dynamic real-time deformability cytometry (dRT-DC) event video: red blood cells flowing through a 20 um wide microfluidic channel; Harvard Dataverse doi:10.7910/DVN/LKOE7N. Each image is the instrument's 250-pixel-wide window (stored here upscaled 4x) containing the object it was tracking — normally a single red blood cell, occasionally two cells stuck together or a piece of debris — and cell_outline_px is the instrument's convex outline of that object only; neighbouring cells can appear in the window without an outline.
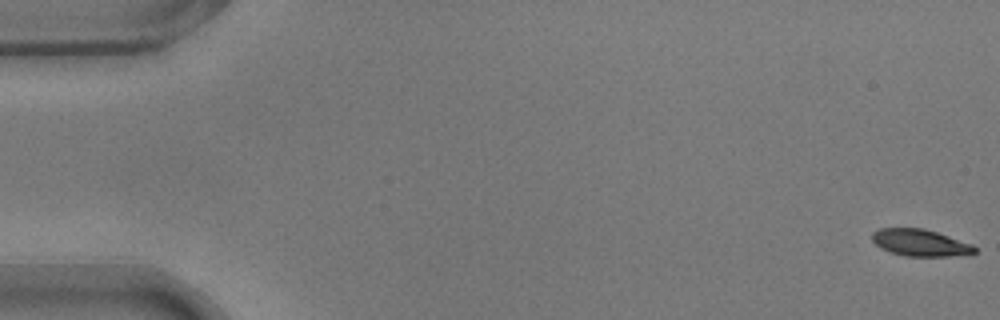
{"species": "common noctule bat (a hibernating species)", "species_latin": "Nyctalus noctula", "temperature_condition": "warm", "stored_images_in_passage": 55, "camera_frame_rate_fps": 3000, "um_per_image_px": 0.085, "animal": {"sex": "male", "body_mass_g": 17.9}, "frame": {"image": 1, "passage_image": 1, "time_ms": 0.0, "image_size_px": [1000, 320], "cell_outline_px": [[976, 252], [948, 256], [904, 256], [880, 248], [872, 240], [872, 232], [880, 228], [924, 228], [972, 244], [976, 248]], "centroid_in_image_um": [78.18, 20.62], "position_along_channel_um": 6.8, "area_um2": 15.84}}
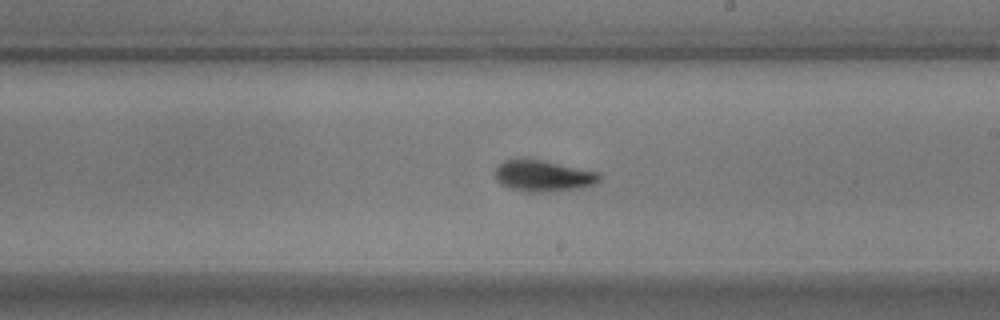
{"frame": {"image": 2, "passage_image": 32, "time_ms": 10.333, "image_size_px": [1000, 320], "cell_outline_px": [[600, 180], [596, 184], [580, 188], [540, 192], [528, 192], [508, 188], [500, 184], [496, 180], [496, 164], [504, 160], [516, 156], [520, 156], [544, 160], [600, 172]], "centroid_in_image_um": [46.12, 14.9], "position_along_channel_um": 242.9, "area_um2": 19.65}}
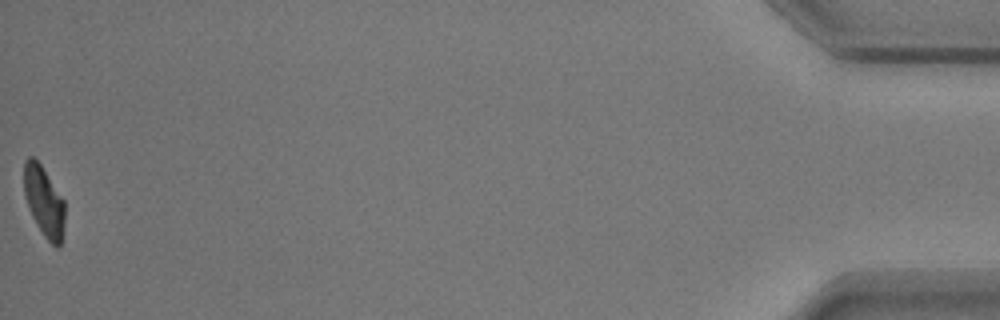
{"frame": {"image": 3, "passage_image": 55, "time_ms": 18.0, "image_size_px": [1000, 320], "cell_outline_px": [[64, 224], [60, 244], [56, 248], [44, 236], [32, 216], [24, 196], [24, 160], [28, 156], [32, 156], [40, 164], [64, 200]], "centroid_in_image_um": [3.72, 17.1], "position_along_channel_um": 431.5, "area_um2": 16.47}, "authors_computed_cell_mechanics": {"area_um2": 17.918, "velocity_mm_per_s": 3.7193, "shape_relaxation_time_tau1_ms": 2.5958, "shape_relaxation_time_tau2_ms": 3.0353, "deformation_change_tau1": 0.1387, "deformation_change_tau2": 0.0639}}